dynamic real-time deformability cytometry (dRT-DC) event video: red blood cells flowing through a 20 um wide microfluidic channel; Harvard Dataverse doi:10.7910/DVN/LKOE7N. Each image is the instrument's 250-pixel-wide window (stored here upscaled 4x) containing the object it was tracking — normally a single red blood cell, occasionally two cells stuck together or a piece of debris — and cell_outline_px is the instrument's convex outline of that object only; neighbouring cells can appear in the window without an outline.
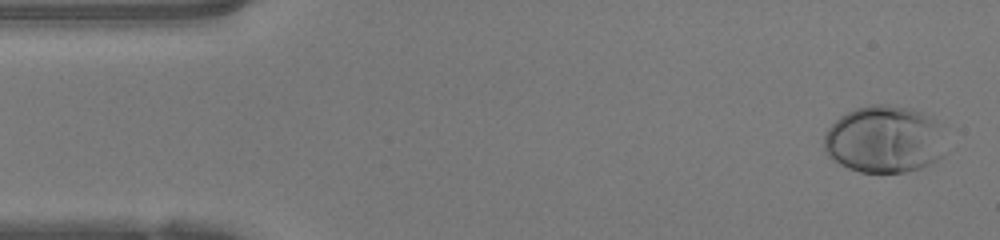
{"species": "human", "species_latin": "Homo sapiens", "temperature_condition": "warm", "stored_images_in_passage": 48, "camera_frame_rate_fps": 3000, "um_per_image_px": 0.085, "donor": {"sex": "female"}, "frame": {"image": 1, "passage_image": 2, "time_ms": 0.333, "image_size_px": [1000, 240], "cell_outline_px": [[940, 156], [936, 160], [920, 168], [904, 172], [860, 172], [848, 168], [840, 164], [828, 156], [824, 148], [824, 132], [840, 116], [856, 108], [872, 104], [888, 104], [912, 108], [936, 120]], "centroid_in_image_um": [75.05, 11.84], "position_along_channel_um": 10.0, "area_um2": 46.76}}
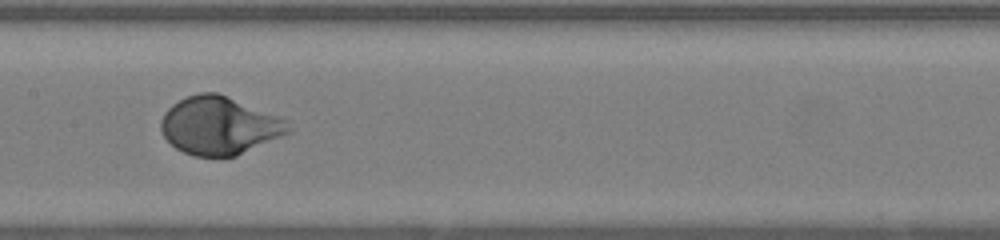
{"frame": {"image": 2, "passage_image": 23, "time_ms": 7.333, "image_size_px": [1000, 240], "cell_outline_px": [[292, 132], [236, 156], [192, 156], [176, 148], [164, 136], [160, 128], [160, 120], [164, 112], [172, 104], [188, 96], [200, 92], [216, 92], [288, 120]], "centroid_in_image_um": [18.64, 10.68], "position_along_channel_um": 188.8, "area_um2": 42.83}}
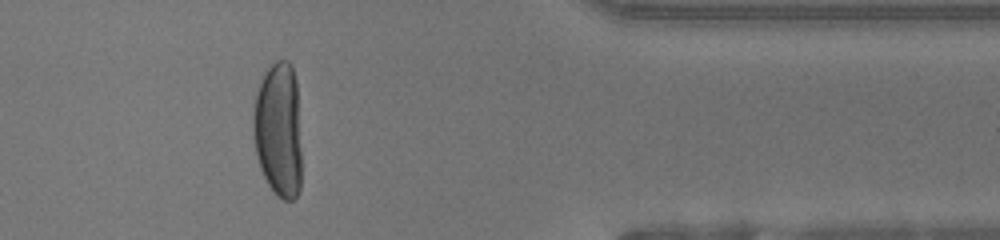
{"frame": {"image": 3, "passage_image": 39, "time_ms": 12.667, "image_size_px": [1000, 240], "cell_outline_px": [[300, 188], [296, 196], [292, 200], [284, 200], [276, 196], [268, 184], [260, 168], [252, 136], [252, 112], [256, 92], [264, 72], [276, 60], [288, 60], [292, 64], [296, 80], [300, 148]], "centroid_in_image_um": [23.64, 11.02], "position_along_channel_um": 387.8, "area_um2": 38.44}}